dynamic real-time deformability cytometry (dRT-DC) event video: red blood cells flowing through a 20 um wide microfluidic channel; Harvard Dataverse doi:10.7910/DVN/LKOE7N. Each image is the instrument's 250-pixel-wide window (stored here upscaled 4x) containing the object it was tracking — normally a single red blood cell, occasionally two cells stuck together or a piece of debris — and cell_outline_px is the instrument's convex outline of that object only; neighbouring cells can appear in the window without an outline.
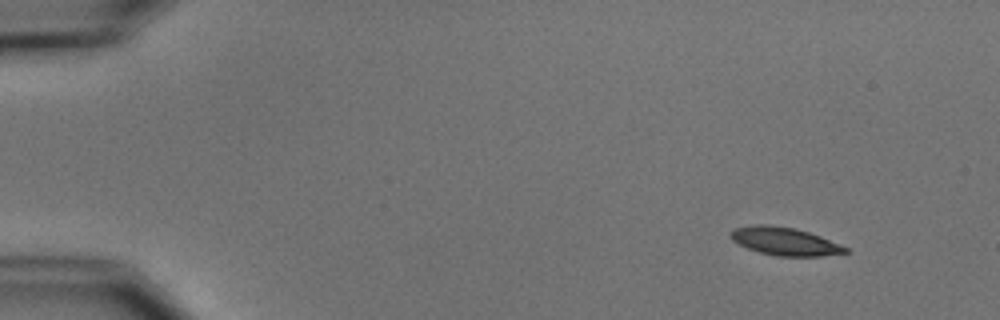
{"species": "common noctule bat (a hibernating species)", "species_latin": "Nyctalus noctula", "temperature_condition": "cold", "stored_images_in_passage": 49, "camera_frame_rate_fps": 3000, "um_per_image_px": 0.085, "animal": {"sex": "male", "body_mass_g": 15.6}, "frame": {"image": 1, "passage_image": 1, "time_ms": 0.0, "image_size_px": [1000, 320], "cell_outline_px": [[848, 252], [820, 256], [776, 256], [760, 252], [748, 248], [732, 240], [732, 232], [736, 228], [756, 224], [768, 224], [796, 228], [820, 236], [840, 244], [848, 248]], "centroid_in_image_um": [66.73, 20.51], "position_along_channel_um": 18.3, "area_um2": 18.44}}
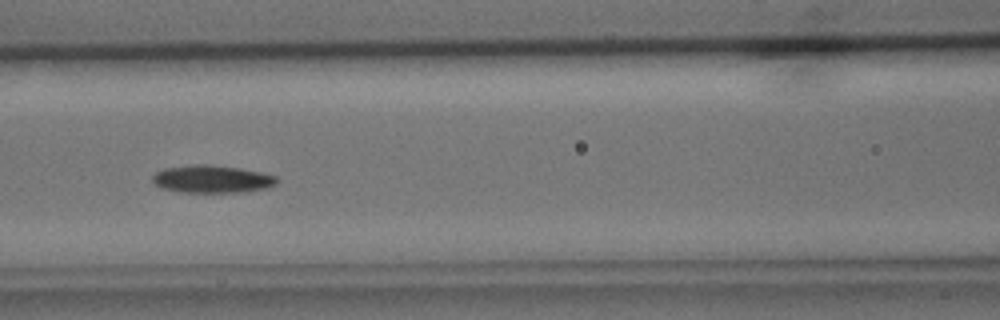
{"frame": {"image": 2, "passage_image": 20, "time_ms": 6.333, "image_size_px": [1000, 320], "cell_outline_px": [[276, 184], [268, 188], [240, 192], [180, 192], [160, 188], [152, 180], [152, 176], [156, 172], [164, 168], [200, 164], [208, 164], [240, 168], [260, 172], [276, 176]], "centroid_in_image_um": [18.0, 15.22], "position_along_channel_um": 148.6, "area_um2": 19.94}}
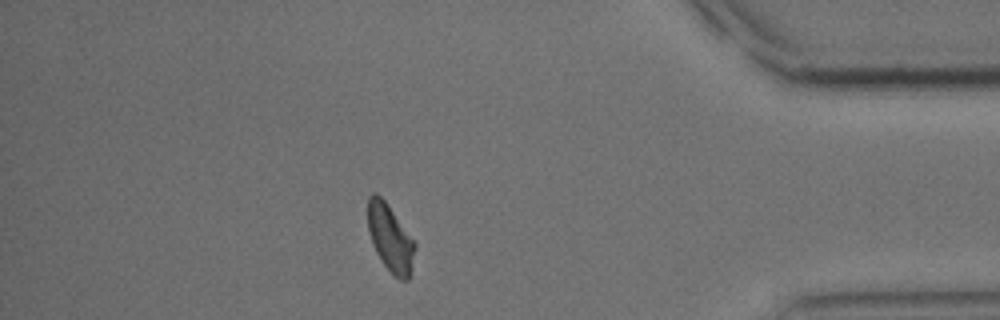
{"frame": {"image": 3, "passage_image": 43, "time_ms": 14.0, "image_size_px": [1000, 320], "cell_outline_px": [[416, 248], [412, 268], [408, 280], [400, 280], [384, 264], [376, 252], [372, 244], [368, 232], [368, 196], [372, 192], [376, 192], [384, 200], [416, 244]], "centroid_in_image_um": [33.16, 20.23], "position_along_channel_um": 402.0, "area_um2": 18.15}, "authors_computed_cell_mechanics": {"area_um2": 19.3052, "velocity_mm_per_s": 3.7468, "shape_relaxation_time_tau1_ms": 3.2226, "shape_relaxation_time_tau2_ms": 6.6717, "deformation_change_tau1": 0.1168, "deformation_change_tau2": 0.1299}}